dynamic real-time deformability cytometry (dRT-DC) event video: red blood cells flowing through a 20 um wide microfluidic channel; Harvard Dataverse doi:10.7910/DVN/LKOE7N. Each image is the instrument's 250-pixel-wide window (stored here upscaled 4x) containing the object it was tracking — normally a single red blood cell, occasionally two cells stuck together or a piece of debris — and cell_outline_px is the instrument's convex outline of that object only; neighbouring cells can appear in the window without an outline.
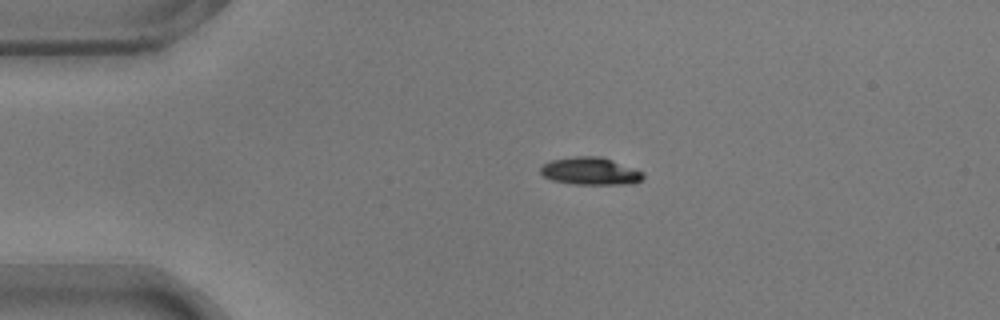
{"species": "common noctule bat (a hibernating species)", "species_latin": "Nyctalus noctula", "temperature_condition": "warm", "stored_images_in_passage": 33, "camera_frame_rate_fps": 3000, "um_per_image_px": 0.085, "animal": {"sex": "male", "body_mass_g": 17.9}, "frame": {"image": 1, "passage_image": 1, "time_ms": 0.0, "image_size_px": [1000, 320], "cell_outline_px": [[644, 176], [640, 180], [632, 184], [572, 184], [552, 180], [544, 176], [540, 172], [540, 168], [544, 164], [552, 160], [576, 156], [600, 156], [612, 160], [644, 172]], "centroid_in_image_um": [50.18, 14.55], "position_along_channel_um": 34.8, "area_um2": 16.36}}
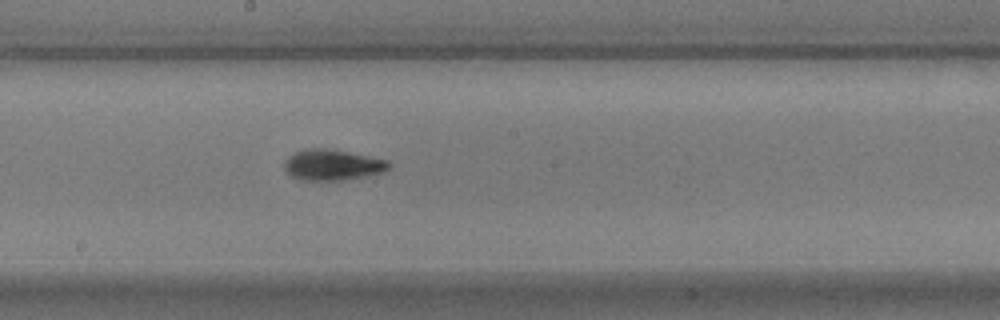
{"frame": {"image": 2, "passage_image": 19, "time_ms": 6.0, "image_size_px": [1000, 320], "cell_outline_px": [[392, 168], [384, 172], [364, 176], [340, 180], [304, 180], [292, 176], [284, 168], [284, 160], [292, 152], [304, 148], [328, 148], [388, 160], [392, 164]], "centroid_in_image_um": [28.26, 14.0], "position_along_channel_um": 219.9, "area_um2": 18.9}}
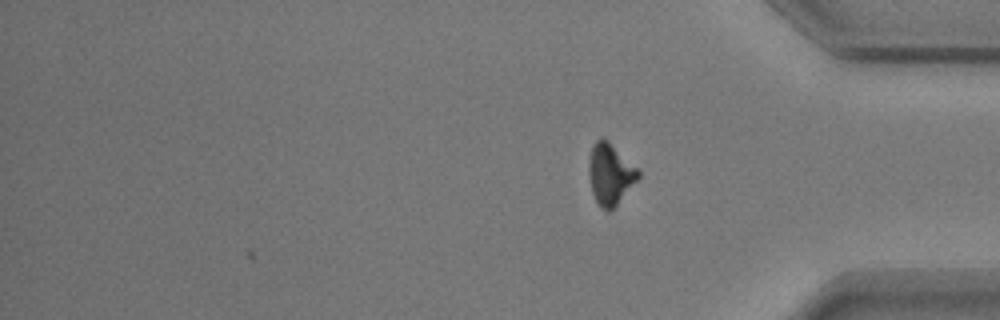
{"frame": {"image": 3, "passage_image": 33, "time_ms": 10.667, "image_size_px": [1000, 320], "cell_outline_px": [[640, 176], [616, 204], [608, 212], [600, 208], [592, 192], [588, 172], [588, 164], [592, 148], [596, 140], [608, 140], [640, 172]], "centroid_in_image_um": [51.84, 14.81], "position_along_channel_um": 383.4, "area_um2": 17.05}, "authors_computed_cell_mechanics": {"area_um2": 17.1088, "velocity_mm_per_s": 3.7486, "shape_relaxation_time_tau1_ms": 3.0232, "shape_relaxation_time_tau2_ms": 2.7031, "deformation_change_tau1": 0.1383, "deformation_change_tau2": 0.0906}}